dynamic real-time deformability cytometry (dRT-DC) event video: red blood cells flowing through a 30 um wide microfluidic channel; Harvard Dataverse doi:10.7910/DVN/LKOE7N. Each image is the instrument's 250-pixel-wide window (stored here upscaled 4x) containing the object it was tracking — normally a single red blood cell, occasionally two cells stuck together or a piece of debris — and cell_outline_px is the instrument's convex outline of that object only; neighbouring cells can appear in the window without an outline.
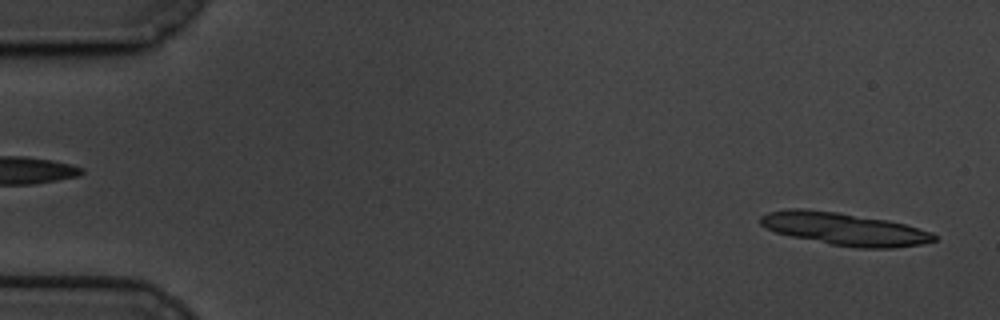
{"species": "common noctule bat (a hibernating species)", "species_latin": "Nyctalus noctula", "temperature_condition": "cold", "stored_images_in_passage": 15, "camera_frame_rate_fps": 3000, "um_per_image_px": 0.085, "animal": {"sex": "male", "body_mass_g": 19.5, "forearm_length_mm": 54.6}, "frame": {"image": 1, "passage_image": 2, "time_ms": 0.333, "image_size_px": [1000, 320], "cell_outline_px": [[936, 240], [920, 244], [892, 248], [860, 248], [832, 244], [792, 236], [776, 232], [760, 224], [760, 216], [768, 212], [788, 208], [804, 208], [836, 212], [888, 220], [904, 224], [932, 232], [936, 236]], "centroid_in_image_um": [71.76, 19.45], "position_along_channel_um": 13.2, "area_um2": 32.6}}